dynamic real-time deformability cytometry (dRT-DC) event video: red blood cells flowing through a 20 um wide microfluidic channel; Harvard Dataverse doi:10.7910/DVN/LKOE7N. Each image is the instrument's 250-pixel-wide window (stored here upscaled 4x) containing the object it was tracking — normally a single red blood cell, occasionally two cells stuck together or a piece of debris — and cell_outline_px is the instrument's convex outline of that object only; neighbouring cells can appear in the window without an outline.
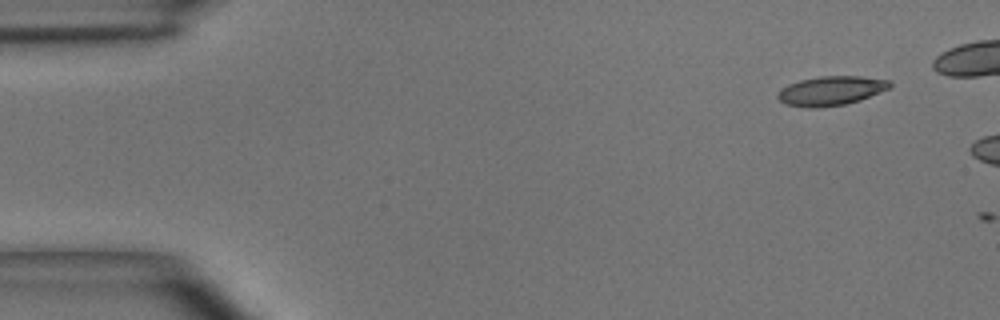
{"species": "common noctule bat (a hibernating species)", "species_latin": "Nyctalus noctula", "temperature_condition": "room temperature", "stored_images_in_passage": 2, "camera_frame_rate_fps": 3000, "um_per_image_px": 0.085, "animal": {"sex": "male", "body_mass_g": 15.6}, "frame": {"image": 1, "passage_image": 2, "time_ms": 0.333, "image_size_px": [1000, 320], "cell_outline_px": [[892, 88], [860, 100], [844, 104], [816, 108], [808, 108], [784, 104], [776, 96], [776, 92], [780, 88], [788, 84], [800, 80], [820, 76], [860, 76], [892, 80]], "centroid_in_image_um": [70.64, 7.71], "position_along_channel_um": 14.4, "area_um2": 19.42}}